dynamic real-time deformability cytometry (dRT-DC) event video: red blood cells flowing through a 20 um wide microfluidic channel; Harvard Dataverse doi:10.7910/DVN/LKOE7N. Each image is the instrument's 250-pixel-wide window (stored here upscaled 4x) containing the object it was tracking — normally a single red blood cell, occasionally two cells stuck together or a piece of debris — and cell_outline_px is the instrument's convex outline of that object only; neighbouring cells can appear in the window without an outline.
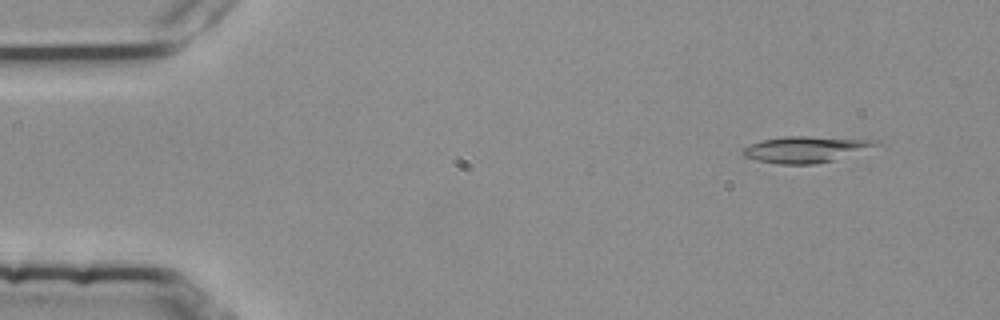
{"species": "common noctule bat (a hibernating species)", "species_latin": "Nyctalus noctula", "temperature_condition": "room temperature", "stored_images_in_passage": 54, "camera_frame_rate_fps": 3000, "um_per_image_px": 0.085, "animal": {"sex": "female", "body_mass_g": 25.1}, "frame": {"image": 1, "passage_image": 5, "time_ms": 1.333, "image_size_px": [1000, 320], "cell_outline_px": [[888, 148], [816, 164], [780, 164], [756, 160], [744, 156], [740, 152], [740, 148], [760, 140], [788, 136], [808, 136], [880, 140], [888, 144]], "centroid_in_image_um": [68.76, 12.69], "position_along_channel_um": 16.2, "area_um2": 21.68}}
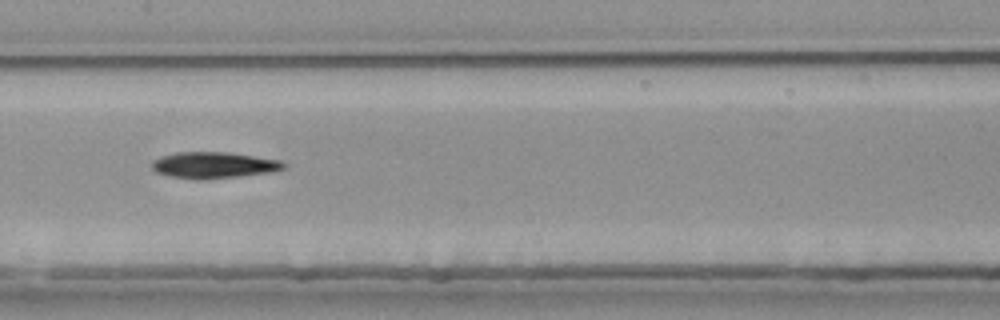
{"frame": {"image": 2, "passage_image": 27, "time_ms": 8.667, "image_size_px": [1000, 320], "cell_outline_px": [[288, 168], [268, 172], [240, 176], [208, 180], [196, 180], [168, 176], [156, 172], [152, 168], [152, 160], [160, 156], [176, 152], [228, 152], [280, 160], [288, 164]], "centroid_in_image_um": [18.15, 14.04], "position_along_channel_um": 189.2, "area_um2": 20.52}}
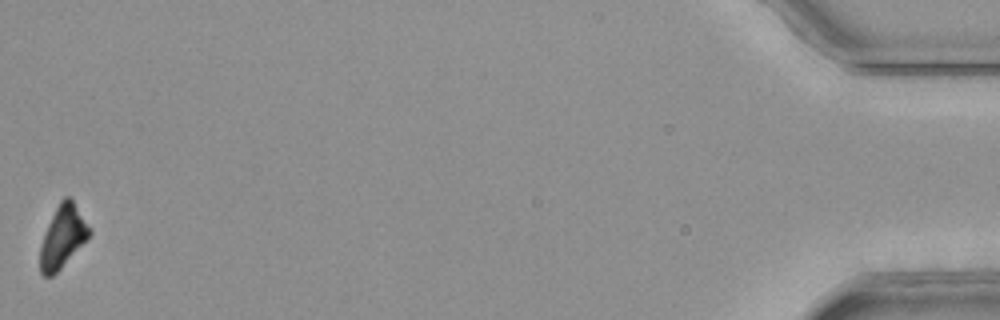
{"frame": {"image": 3, "passage_image": 54, "time_ms": 17.667, "image_size_px": [1000, 320], "cell_outline_px": [[92, 232], [60, 268], [52, 276], [44, 276], [40, 272], [40, 244], [48, 224], [60, 200], [64, 196], [68, 196], [72, 200], [92, 228]], "centroid_in_image_um": [5.32, 20.09], "position_along_channel_um": 429.9, "area_um2": 17.46}, "authors_computed_cell_mechanics": {"area_um2": 19.652, "velocity_mm_per_s": 3.795, "shape_relaxation_time_tau1_ms": 5.2864, "shape_relaxation_time_tau2_ms": null, "deformation_change_tau1": 0.1886, "deformation_change_tau2": null}}